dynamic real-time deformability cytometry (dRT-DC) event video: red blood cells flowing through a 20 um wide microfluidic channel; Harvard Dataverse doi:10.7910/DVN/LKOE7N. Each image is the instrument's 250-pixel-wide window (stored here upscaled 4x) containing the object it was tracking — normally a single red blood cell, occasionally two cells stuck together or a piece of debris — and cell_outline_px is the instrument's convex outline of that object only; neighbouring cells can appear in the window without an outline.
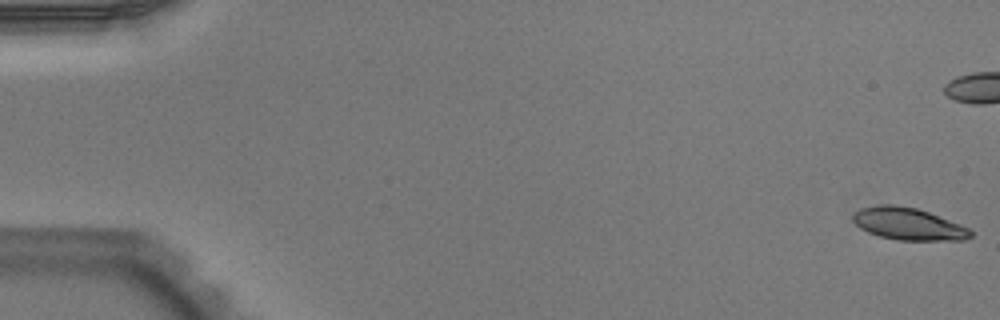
{"species": "Egyptian fruit bat (a non-hibernating species)", "species_latin": "Rousettus aegyptiacus", "temperature_condition": "warm", "stored_images_in_passage": 53, "camera_frame_rate_fps": 3000, "um_per_image_px": 0.085, "animal": {"sex": "male"}, "frame": {"image": 1, "passage_image": 1, "time_ms": 0.0, "image_size_px": [1000, 320], "cell_outline_px": [[972, 236], [964, 240], [896, 240], [880, 236], [868, 232], [860, 228], [852, 220], [852, 212], [860, 208], [880, 204], [896, 204], [916, 208], [928, 212], [960, 224], [968, 228], [972, 232]], "centroid_in_image_um": [77.16, 19.02], "position_along_channel_um": 7.8, "area_um2": 22.14}}
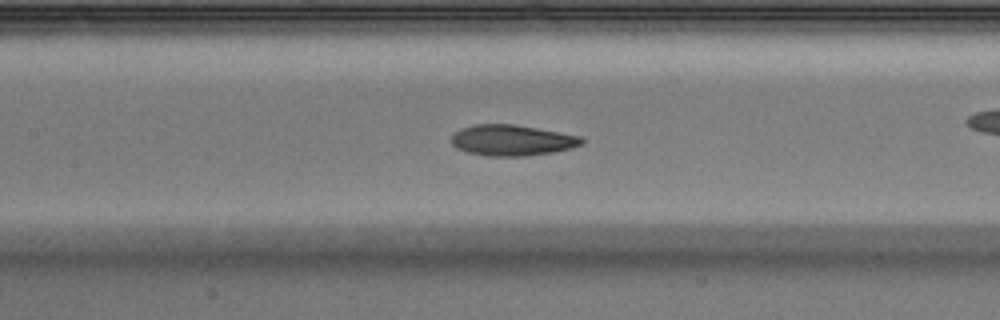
{"frame": {"image": 2, "passage_image": 25, "time_ms": 8.0, "image_size_px": [1000, 320], "cell_outline_px": [[584, 144], [572, 148], [552, 152], [524, 156], [488, 156], [468, 152], [456, 148], [452, 144], [452, 132], [460, 128], [472, 124], [512, 124], [536, 128], [580, 136], [584, 140]], "centroid_in_image_um": [43.49, 11.92], "position_along_channel_um": 163.9, "area_um2": 23.47}}
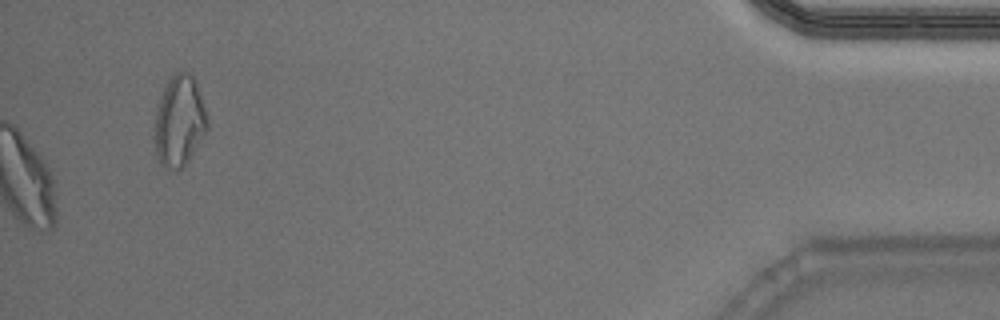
{"frame": {"image": 3, "passage_image": 53, "time_ms": 17.333, "image_size_px": [1000, 320], "cell_outline_px": [[208, 128], [188, 160], [180, 168], [164, 168], [160, 164], [152, 140], [152, 136], [156, 104], [168, 80], [176, 72], [188, 72], [192, 76], [196, 84], [208, 116]], "centroid_in_image_um": [15.19, 10.29], "position_along_channel_um": 420.0, "area_um2": 28.09}, "authors_computed_cell_mechanics": {"area_um2": 23.4668, "velocity_mm_per_s": 3.929, "shape_relaxation_time_tau1_ms": 4.2668, "shape_relaxation_time_tau2_ms": 1.5586, "deformation_change_tau1": 0.1665, "deformation_change_tau2": 0.0743}}